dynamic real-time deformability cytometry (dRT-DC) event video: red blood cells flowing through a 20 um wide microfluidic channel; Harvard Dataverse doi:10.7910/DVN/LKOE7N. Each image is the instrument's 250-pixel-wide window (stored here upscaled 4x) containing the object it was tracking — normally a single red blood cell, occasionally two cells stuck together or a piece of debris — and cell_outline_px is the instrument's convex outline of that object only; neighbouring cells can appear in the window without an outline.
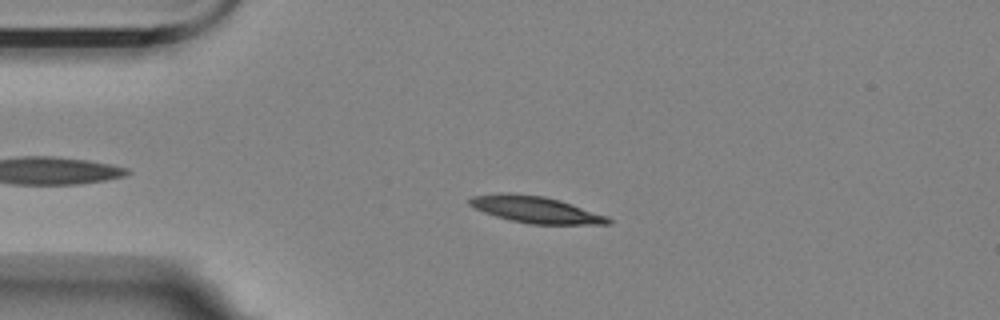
{"species": "Egyptian fruit bat (a non-hibernating species)", "species_latin": "Rousettus aegyptiacus", "temperature_condition": "room temperature", "stored_images_in_passage": 22, "camera_frame_rate_fps": 3000, "um_per_image_px": 0.085, "animal": {"sex": "female"}, "frame": {"image": 1, "passage_image": 11, "time_ms": 3.333, "image_size_px": [1000, 320], "cell_outline_px": [[612, 224], [528, 224], [496, 216], [484, 212], [468, 204], [468, 200], [472, 196], [500, 192], [544, 196], [560, 200], [608, 216], [612, 220]], "centroid_in_image_um": [45.54, 17.81], "position_along_channel_um": 39.5, "area_um2": 21.44}}
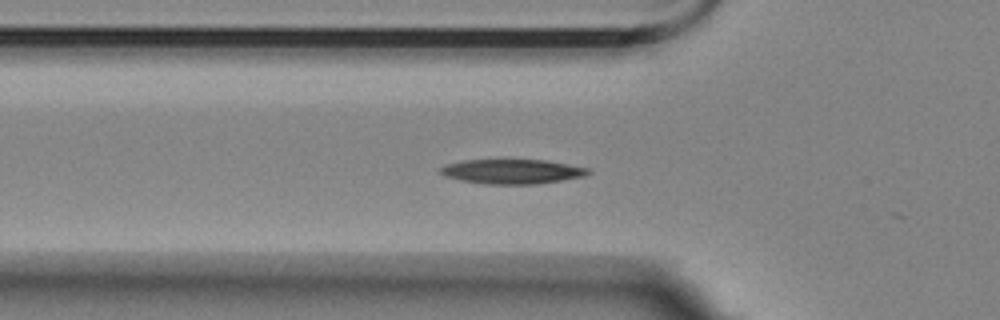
{"frame": {"image": 2, "passage_image": 17, "time_ms": 5.333, "image_size_px": [1000, 320], "cell_outline_px": [[592, 172], [584, 176], [536, 184], [484, 184], [460, 180], [444, 176], [440, 172], [440, 168], [448, 164], [464, 160], [548, 160], [588, 168]], "centroid_in_image_um": [43.53, 14.58], "position_along_channel_um": 82.3, "area_um2": 21.04}}
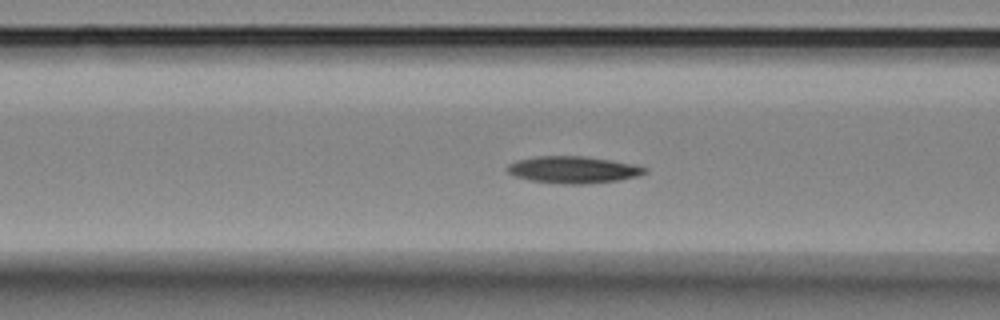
{"frame": {"image": 3, "passage_image": 20, "time_ms": 6.333, "image_size_px": [1000, 320], "cell_outline_px": [[648, 172], [640, 176], [616, 180], [584, 184], [564, 184], [532, 180], [512, 176], [504, 168], [508, 164], [516, 160], [536, 156], [584, 156], [612, 160], [636, 164], [648, 168]], "centroid_in_image_um": [48.73, 14.42], "position_along_channel_um": 117.9, "area_um2": 21.79}}